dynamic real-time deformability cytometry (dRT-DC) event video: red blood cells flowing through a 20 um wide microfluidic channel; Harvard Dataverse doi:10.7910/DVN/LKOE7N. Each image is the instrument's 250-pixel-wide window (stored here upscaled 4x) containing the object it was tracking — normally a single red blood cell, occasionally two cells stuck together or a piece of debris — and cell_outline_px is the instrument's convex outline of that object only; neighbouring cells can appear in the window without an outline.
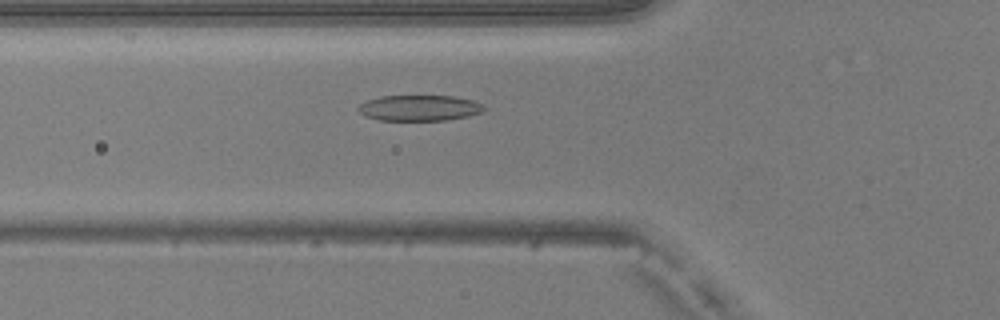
{"species": "common noctule bat (a hibernating species)", "species_latin": "Nyctalus noctula", "temperature_condition": "warm", "stored_images_in_passage": 37, "camera_frame_rate_fps": 3000, "um_per_image_px": 0.085, "animal": {"sex": "male", "body_mass_g": 20.5, "forearm_length_mm": 52.5}, "frame": {"image": 1, "passage_image": 12, "time_ms": 3.667, "image_size_px": [1000, 320], "cell_outline_px": [[484, 112], [468, 116], [448, 120], [380, 120], [364, 116], [356, 108], [360, 104], [368, 100], [380, 96], [452, 96], [472, 100], [484, 104]], "centroid_in_image_um": [35.66, 9.18], "position_along_channel_um": 90.1, "area_um2": 18.9}}
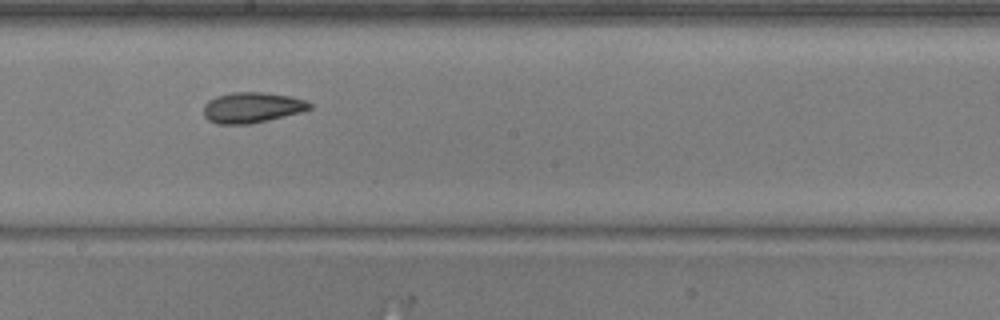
{"frame": {"image": 2, "passage_image": 22, "time_ms": 7.0, "image_size_px": [1000, 320], "cell_outline_px": [[312, 108], [304, 112], [268, 120], [248, 124], [216, 124], [208, 120], [204, 116], [204, 104], [208, 100], [216, 96], [232, 92], [260, 92], [292, 96], [304, 100], [312, 104]], "centroid_in_image_um": [21.43, 9.14], "position_along_channel_um": 226.8, "area_um2": 19.07}}
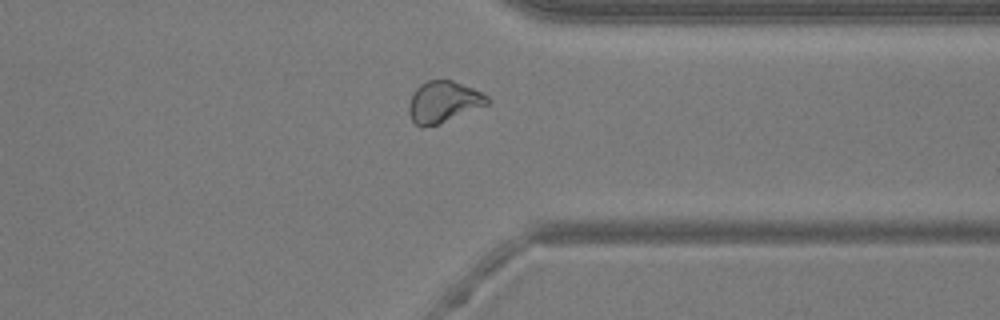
{"frame": {"image": 3, "passage_image": 33, "time_ms": 10.667, "image_size_px": [1000, 320], "cell_outline_px": [[492, 100], [488, 104], [436, 124], [420, 128], [412, 120], [408, 112], [408, 104], [416, 88], [420, 84], [428, 80], [452, 80], [472, 88], [488, 96]], "centroid_in_image_um": [37.67, 8.65], "position_along_channel_um": 373.7, "area_um2": 18.61}, "authors_computed_cell_mechanics": {"area_um2": 18.8428, "velocity_mm_per_s": 4.0738, "shape_relaxation_time_tau1_ms": 4.0324, "shape_relaxation_time_tau2_ms": 2.6757, "deformation_change_tau1": 0.1437, "deformation_change_tau2": 0.0972}}